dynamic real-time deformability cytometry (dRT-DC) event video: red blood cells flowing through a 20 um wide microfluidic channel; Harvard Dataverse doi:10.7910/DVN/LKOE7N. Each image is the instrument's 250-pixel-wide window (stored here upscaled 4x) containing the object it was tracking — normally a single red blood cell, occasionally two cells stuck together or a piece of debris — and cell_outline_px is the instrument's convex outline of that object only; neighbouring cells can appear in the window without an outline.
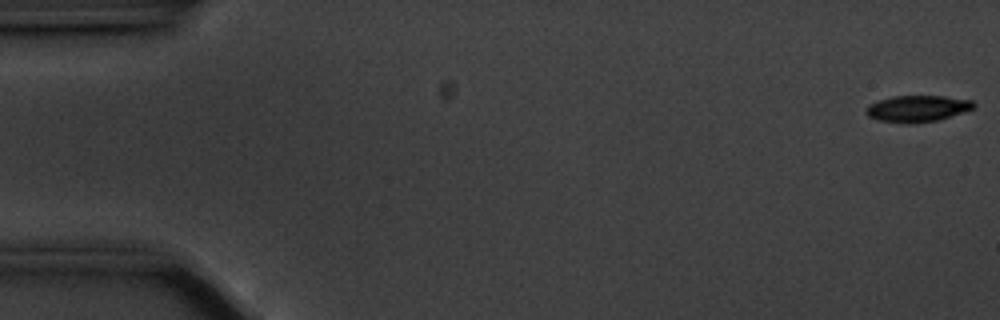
{"species": "common noctule bat (a hibernating species)", "species_latin": "Nyctalus noctula", "temperature_condition": "cold", "stored_images_in_passage": 22, "camera_frame_rate_fps": 3000, "um_per_image_px": 0.085, "animal": {"sex": "male", "body_mass_g": 20.1, "forearm_length_mm": 53.5}, "frame": {"image": 1, "passage_image": 1, "time_ms": 0.0, "image_size_px": [1000, 320], "cell_outline_px": [[976, 104], [972, 108], [936, 120], [912, 124], [904, 124], [880, 120], [868, 116], [864, 112], [868, 104], [892, 96], [944, 96], [972, 100]], "centroid_in_image_um": [77.92, 9.23], "position_along_channel_um": 7.1, "area_um2": 16.42}}
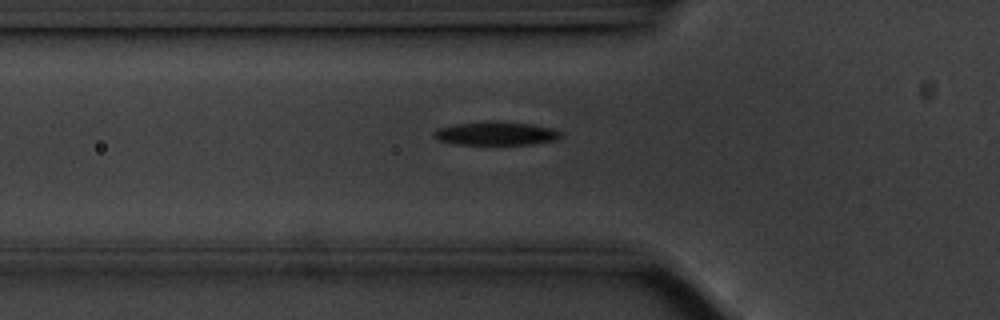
{"frame": {"image": 2, "passage_image": 19, "time_ms": 6.0, "image_size_px": [1000, 320], "cell_outline_px": [[560, 136], [552, 140], [532, 144], [456, 144], [440, 140], [432, 136], [432, 132], [436, 128], [456, 124], [488, 120], [496, 120], [532, 124], [556, 128], [560, 132]], "centroid_in_image_um": [42.12, 11.32], "position_along_channel_um": 83.7, "area_um2": 17.51}}